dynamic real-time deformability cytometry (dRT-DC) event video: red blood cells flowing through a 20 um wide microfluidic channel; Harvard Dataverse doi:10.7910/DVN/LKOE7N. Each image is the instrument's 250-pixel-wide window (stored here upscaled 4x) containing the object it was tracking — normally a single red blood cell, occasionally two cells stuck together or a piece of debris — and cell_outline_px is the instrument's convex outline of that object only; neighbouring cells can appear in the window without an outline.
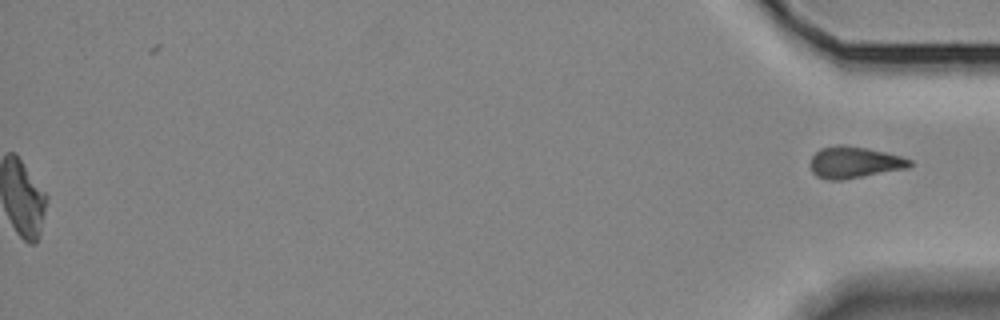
{"species": "Egyptian fruit bat (a non-hibernating species)", "species_latin": "Rousettus aegyptiacus", "temperature_condition": "room temperature", "stored_images_in_passage": 36, "segment_of_instrument_passage": [2, 2], "camera_frame_rate_fps": 3000, "um_per_image_px": 0.085, "animal": {"sex": "female"}, "frame": {"image": 1, "passage_image": 36, "time_ms": 11.667, "image_size_px": [1000, 320], "cell_outline_px": [[912, 164], [908, 168], [844, 180], [828, 180], [816, 176], [812, 172], [812, 156], [820, 148], [840, 144], [868, 148], [900, 156], [912, 160]], "centroid_in_image_um": [72.63, 13.81], "position_along_channel_um": 362.6, "area_um2": 18.26}}